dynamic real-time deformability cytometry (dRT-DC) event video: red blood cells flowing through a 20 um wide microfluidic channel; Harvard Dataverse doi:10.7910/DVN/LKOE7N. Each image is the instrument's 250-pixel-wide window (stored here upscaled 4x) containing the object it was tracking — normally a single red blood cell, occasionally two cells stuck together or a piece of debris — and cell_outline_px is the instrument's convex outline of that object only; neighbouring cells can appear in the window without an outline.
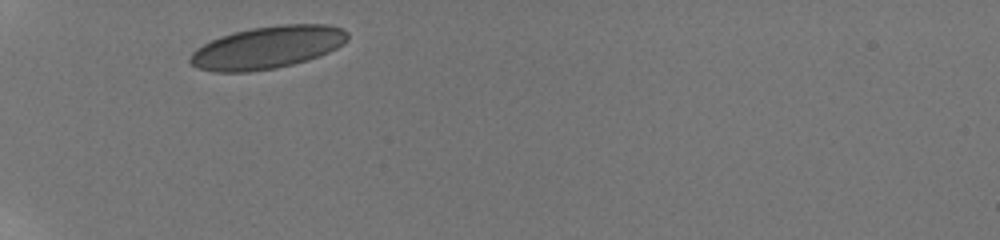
{"species": "human", "species_latin": "Homo sapiens", "temperature_condition": "room temperature", "stored_images_in_passage": 13, "camera_frame_rate_fps": 3000, "um_per_image_px": 0.085, "donor": {"sex": "male"}, "frame": {"image": 1, "passage_image": 1, "time_ms": 0.0, "image_size_px": [1000, 240], "cell_outline_px": [[348, 40], [344, 44], [320, 56], [308, 60], [276, 68], [248, 72], [216, 72], [196, 68], [188, 60], [192, 52], [196, 48], [220, 36], [232, 32], [252, 28], [280, 24], [328, 24], [344, 28], [348, 32]], "centroid_in_image_um": [22.75, 4.03], "position_along_channel_um": 62.3, "area_um2": 39.25}}
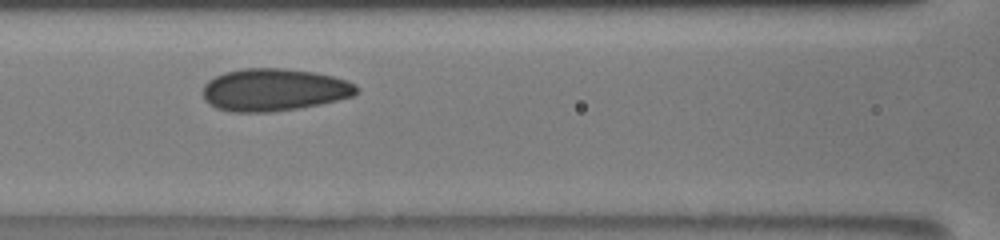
{"frame": {"image": 2, "passage_image": 8, "time_ms": 2.667, "image_size_px": [1000, 240], "cell_outline_px": [[360, 88], [352, 96], [320, 104], [296, 108], [268, 112], [232, 112], [216, 108], [208, 104], [204, 100], [204, 84], [208, 80], [224, 72], [244, 68], [284, 68], [316, 72], [348, 80], [356, 84]], "centroid_in_image_um": [23.28, 7.62], "position_along_channel_um": 143.3, "area_um2": 38.09}}